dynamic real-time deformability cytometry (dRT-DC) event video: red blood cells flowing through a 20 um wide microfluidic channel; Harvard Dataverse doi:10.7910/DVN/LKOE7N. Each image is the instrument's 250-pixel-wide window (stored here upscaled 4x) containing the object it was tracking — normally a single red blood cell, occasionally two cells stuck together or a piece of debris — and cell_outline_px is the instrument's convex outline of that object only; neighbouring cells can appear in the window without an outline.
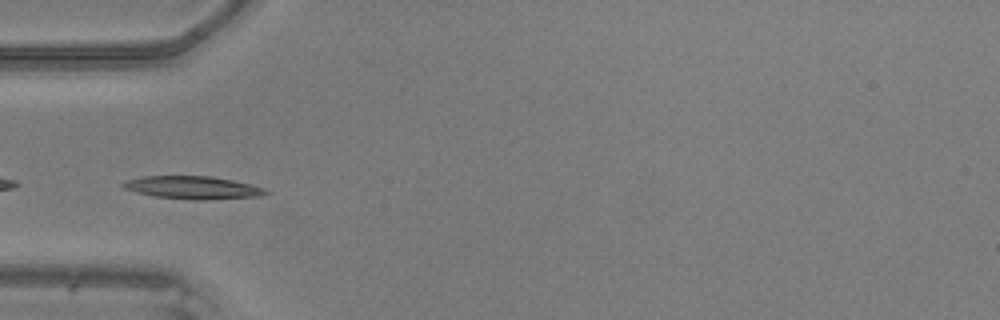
{"species": "common noctule bat (a hibernating species)", "species_latin": "Nyctalus noctula", "temperature_condition": "warm", "stored_images_in_passage": 31, "camera_frame_rate_fps": 3000, "um_per_image_px": 0.085, "animal": {"sex": "male", "body_mass_g": 20.5, "forearm_length_mm": 52.5}, "frame": {"image": 1, "passage_image": 5, "time_ms": 1.333, "image_size_px": [1000, 320], "cell_outline_px": [[272, 192], [260, 196], [208, 200], [192, 200], [156, 196], [136, 192], [124, 188], [120, 184], [124, 180], [144, 176], [212, 176], [232, 180], [264, 188]], "centroid_in_image_um": [16.38, 15.94], "position_along_channel_um": 68.6, "area_um2": 19.02}}
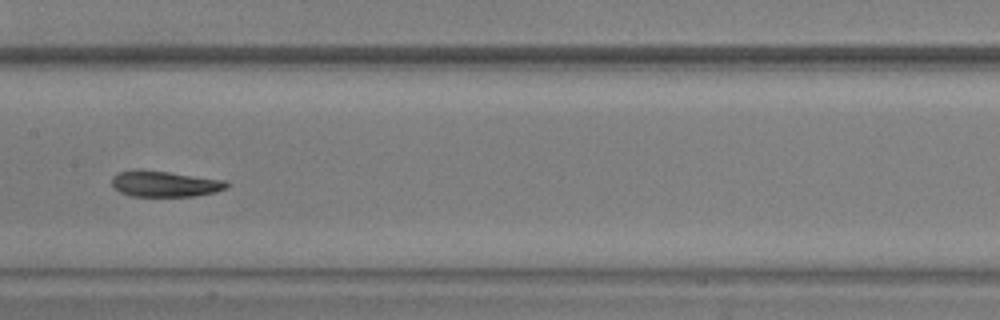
{"frame": {"image": 2, "passage_image": 14, "time_ms": 4.333, "image_size_px": [1000, 320], "cell_outline_px": [[228, 188], [216, 192], [196, 196], [128, 196], [120, 192], [112, 184], [112, 176], [120, 172], [132, 168], [140, 168], [228, 180]], "centroid_in_image_um": [14.02, 15.61], "position_along_channel_um": 193.4, "area_um2": 17.74}}
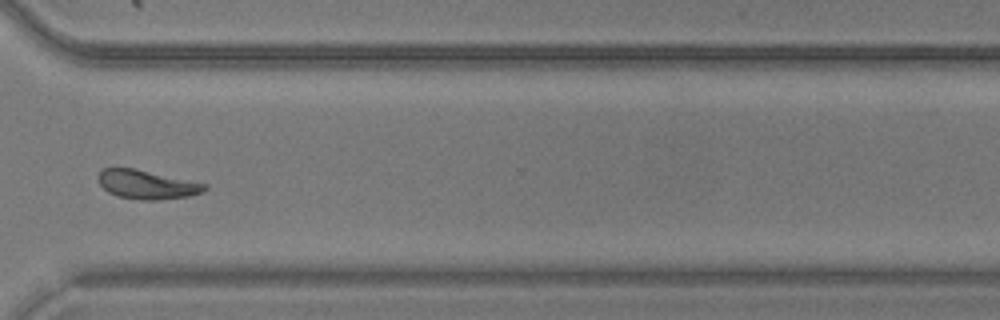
{"frame": {"image": 3, "passage_image": 26, "time_ms": 8.333, "image_size_px": [1000, 320], "cell_outline_px": [[208, 188], [204, 192], [188, 196], [160, 200], [140, 200], [116, 196], [108, 192], [96, 180], [96, 176], [104, 168], [132, 168], [208, 184]], "centroid_in_image_um": [12.47, 15.7], "position_along_channel_um": 358.1, "area_um2": 17.98}}